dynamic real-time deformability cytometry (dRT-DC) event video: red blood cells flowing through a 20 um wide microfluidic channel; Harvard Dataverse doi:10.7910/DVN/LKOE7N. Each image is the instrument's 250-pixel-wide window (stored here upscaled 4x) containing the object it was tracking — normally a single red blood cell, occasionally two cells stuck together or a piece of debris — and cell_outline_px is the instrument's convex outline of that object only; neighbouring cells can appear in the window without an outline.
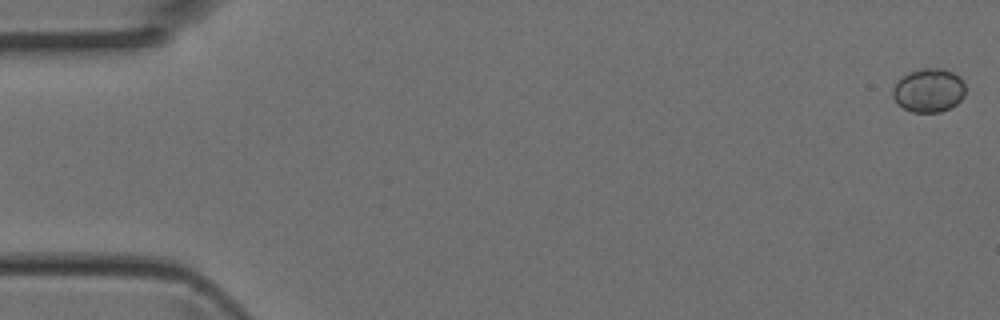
{"species": "Egyptian fruit bat (a non-hibernating species)", "species_latin": "Rousettus aegyptiacus", "temperature_condition": "room temperature", "stored_images_in_passage": 9, "camera_frame_rate_fps": 3000, "um_per_image_px": 0.085, "animal": {"sex": "female"}, "frame": {"image": 1, "passage_image": 1, "time_ms": 0.0, "image_size_px": [1000, 320], "cell_outline_px": [[964, 96], [956, 104], [940, 112], [912, 112], [904, 108], [892, 96], [892, 88], [908, 72], [920, 68], [940, 68], [952, 72], [960, 76], [964, 84]], "centroid_in_image_um": [78.95, 7.67], "position_along_channel_um": 6.0, "area_um2": 18.32}}